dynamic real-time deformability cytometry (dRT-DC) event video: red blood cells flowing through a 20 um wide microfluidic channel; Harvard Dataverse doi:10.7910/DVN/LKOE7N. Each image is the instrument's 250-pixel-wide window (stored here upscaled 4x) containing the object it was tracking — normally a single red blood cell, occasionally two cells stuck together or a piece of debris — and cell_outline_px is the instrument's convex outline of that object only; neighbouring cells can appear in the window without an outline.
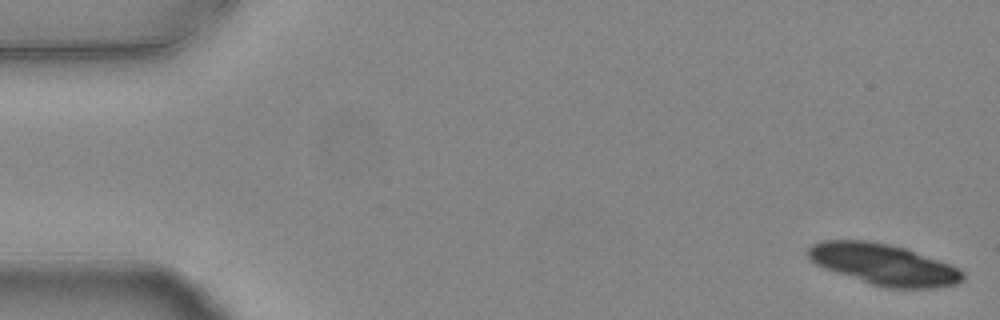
{"species": "common noctule bat (a hibernating species)", "species_latin": "Nyctalus noctula", "temperature_condition": "warm", "stored_images_in_passage": 33, "camera_frame_rate_fps": 3000, "um_per_image_px": 0.085, "animal": {"sex": "female", "body_mass_g": 24.6, "forearm_length_mm": 56.2}, "frame": {"image": 1, "passage_image": 1, "time_ms": 0.0, "image_size_px": [1000, 320], "cell_outline_px": [[964, 280], [956, 284], [936, 288], [888, 288], [872, 284], [824, 268], [816, 264], [808, 256], [808, 248], [812, 244], [820, 240], [868, 240], [888, 244], [904, 248], [960, 268], [964, 272]], "centroid_in_image_um": [75.12, 22.47], "position_along_channel_um": 9.9, "area_um2": 36.76}}
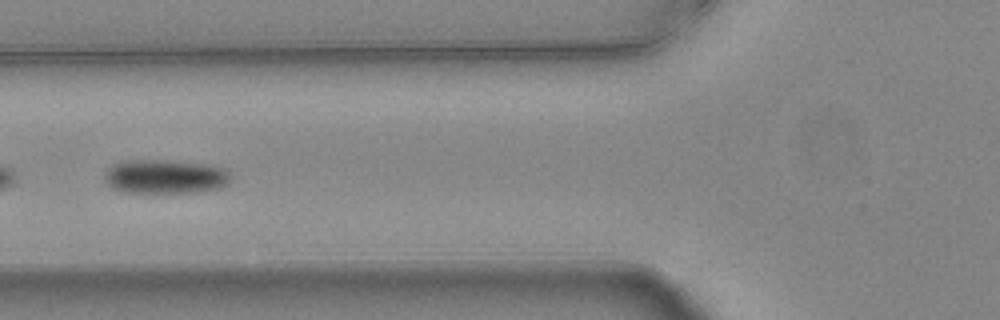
{"frame": {"image": 2, "passage_image": 21, "time_ms": 6.667, "image_size_px": [1000, 320], "cell_outline_px": [[228, 180], [224, 184], [216, 188], [200, 192], [128, 192], [112, 188], [104, 180], [104, 172], [112, 164], [120, 160], [164, 160], [208, 164], [224, 168], [228, 172]], "centroid_in_image_um": [13.96, 14.99], "position_along_channel_um": 111.8, "area_um2": 24.91}}
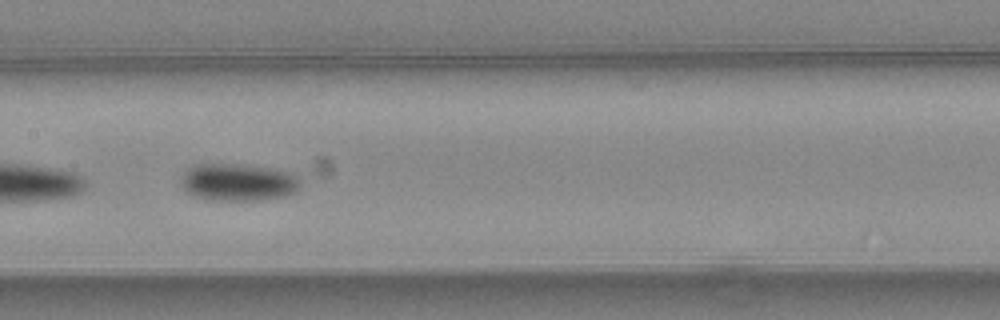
{"frame": {"image": 3, "passage_image": 27, "time_ms": 8.667, "image_size_px": [1000, 320], "cell_outline_px": [[300, 184], [296, 192], [264, 200], [204, 200], [188, 192], [180, 184], [180, 180], [184, 172], [192, 164], [236, 164], [272, 168], [292, 172], [300, 180]], "centroid_in_image_um": [20.22, 15.48], "position_along_channel_um": 187.2, "area_um2": 26.13}}